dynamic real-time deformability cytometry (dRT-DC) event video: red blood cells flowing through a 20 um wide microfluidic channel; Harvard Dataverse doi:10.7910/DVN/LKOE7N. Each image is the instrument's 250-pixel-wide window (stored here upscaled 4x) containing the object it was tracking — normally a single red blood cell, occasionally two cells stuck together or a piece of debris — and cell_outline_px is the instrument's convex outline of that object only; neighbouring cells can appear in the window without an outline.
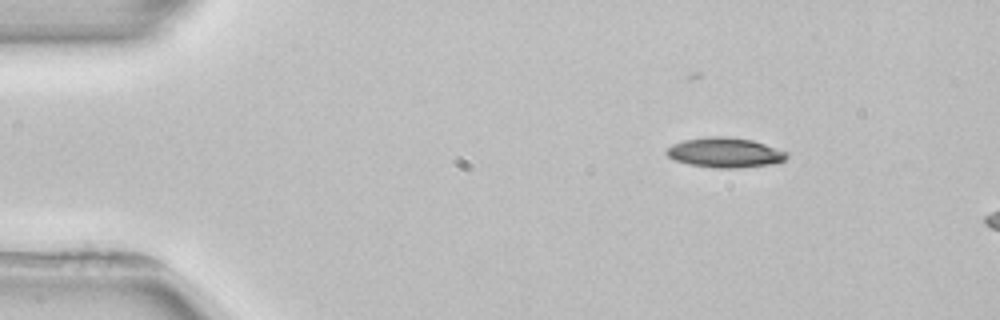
{"species": "common noctule bat (a hibernating species)", "species_latin": "Nyctalus noctula", "temperature_condition": "room temperature", "stored_images_in_passage": 3, "camera_frame_rate_fps": 3000, "um_per_image_px": 0.085, "animal": {"sex": "female", "body_mass_g": 22.7, "forearm_length_mm": 54.2}, "frame": {"image": 1, "passage_image": 3, "time_ms": 3.0, "image_size_px": [1000, 320], "cell_outline_px": [[788, 156], [784, 160], [776, 164], [740, 168], [716, 168], [688, 164], [676, 160], [668, 156], [664, 152], [664, 148], [672, 144], [684, 140], [712, 136], [728, 136], [752, 140], [788, 152]], "centroid_in_image_um": [61.62, 12.97], "position_along_channel_um": 23.4, "area_um2": 21.15}}